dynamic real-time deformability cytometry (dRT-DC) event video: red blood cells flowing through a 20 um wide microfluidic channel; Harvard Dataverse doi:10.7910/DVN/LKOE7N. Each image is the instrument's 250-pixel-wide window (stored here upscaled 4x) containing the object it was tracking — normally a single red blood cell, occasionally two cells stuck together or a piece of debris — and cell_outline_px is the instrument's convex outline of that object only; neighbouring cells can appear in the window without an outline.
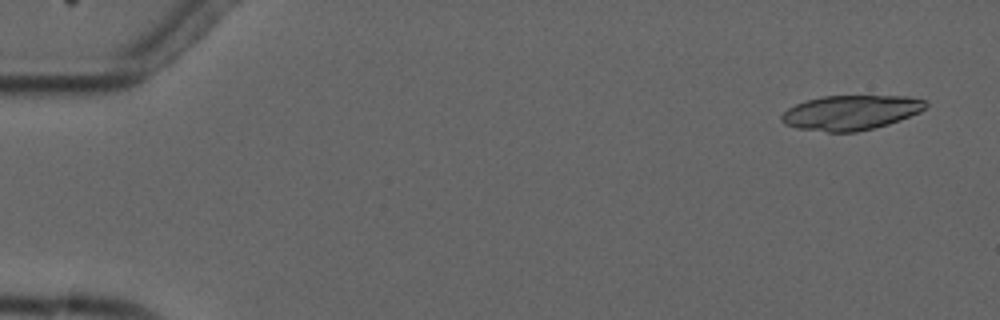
{"species": "common noctule bat (a hibernating species)", "species_latin": "Nyctalus noctula", "temperature_condition": "cold", "stored_images_in_passage": 5, "camera_frame_rate_fps": 3000, "um_per_image_px": 0.085, "animal": {"sex": "male", "forearm_length_mm": 52.5}, "frame": {"image": 1, "passage_image": 1, "time_ms": 0.0, "image_size_px": [1000, 320], "cell_outline_px": [[928, 104], [920, 112], [900, 120], [876, 128], [856, 132], [828, 132], [796, 128], [784, 124], [780, 120], [780, 116], [788, 108], [804, 100], [824, 96], [908, 96], [928, 100]], "centroid_in_image_um": [72.32, 9.57], "position_along_channel_um": 12.7, "area_um2": 29.42}}
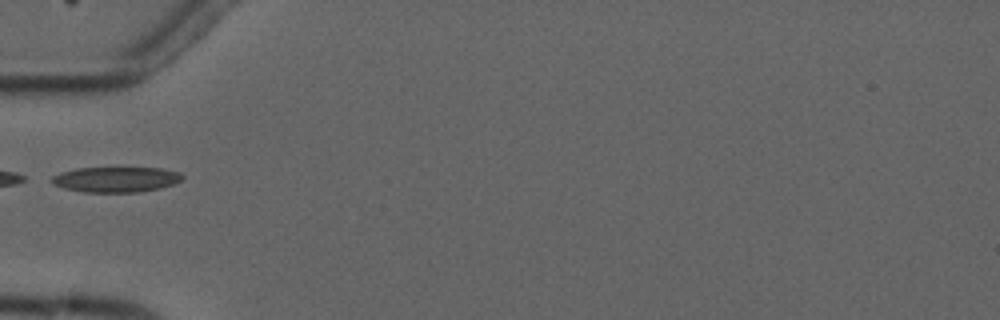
{"frame": {"image": 2, "passage_image": 5, "time_ms": 5.333, "image_size_px": [1000, 320], "cell_outline_px": [[184, 176], [180, 180], [172, 184], [160, 188], [136, 192], [84, 192], [64, 188], [52, 184], [52, 176], [60, 172], [76, 168], [160, 168], [180, 172]], "centroid_in_image_um": [9.83, 15.25], "position_along_channel_um": 75.2, "area_um2": 19.19}}